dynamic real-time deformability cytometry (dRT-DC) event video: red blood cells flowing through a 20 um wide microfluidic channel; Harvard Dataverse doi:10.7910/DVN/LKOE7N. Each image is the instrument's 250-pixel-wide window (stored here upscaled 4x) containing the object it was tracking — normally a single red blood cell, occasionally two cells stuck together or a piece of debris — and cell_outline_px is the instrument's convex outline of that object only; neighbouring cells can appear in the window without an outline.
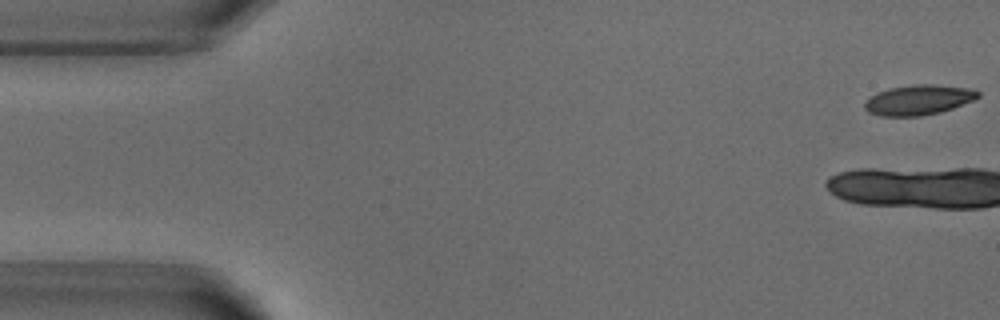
{"species": "common noctule bat (a hibernating species)", "species_latin": "Nyctalus noctula", "temperature_condition": "warm", "stored_images_in_passage": 6, "camera_frame_rate_fps": 3000, "um_per_image_px": 0.085, "animal": {"sex": "male", "body_mass_g": 18.8}, "frame": {"image": 1, "passage_image": 1, "time_ms": 0.0, "image_size_px": [1000, 320], "cell_outline_px": [[980, 96], [976, 100], [940, 112], [920, 116], [880, 116], [868, 112], [864, 108], [864, 104], [876, 92], [888, 88], [916, 84], [932, 84], [968, 88], [980, 92]], "centroid_in_image_um": [78.08, 8.49], "position_along_channel_um": 6.9, "area_um2": 19.88}}